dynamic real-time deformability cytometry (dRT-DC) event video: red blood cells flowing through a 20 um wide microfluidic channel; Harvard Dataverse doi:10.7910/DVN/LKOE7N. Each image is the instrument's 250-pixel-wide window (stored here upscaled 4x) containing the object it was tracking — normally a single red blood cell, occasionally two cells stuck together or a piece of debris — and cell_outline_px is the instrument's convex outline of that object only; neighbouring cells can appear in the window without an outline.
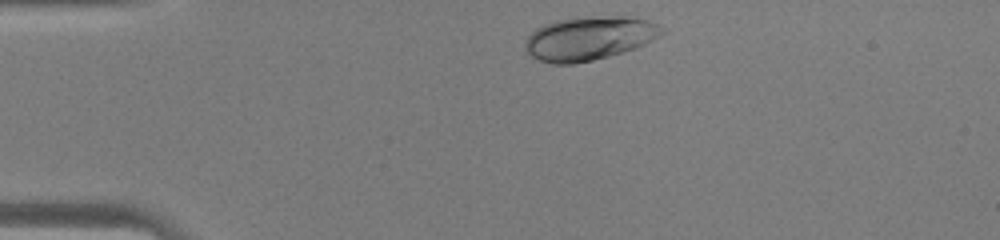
{"species": "human", "species_latin": "Homo sapiens", "temperature_condition": "warm", "stored_images_in_passage": 29, "camera_frame_rate_fps": 3000, "um_per_image_px": 0.085, "donor": {"sex": "male"}, "frame": {"image": 1, "passage_image": 1, "time_ms": 0.0, "image_size_px": [1000, 240], "cell_outline_px": [[668, 32], [636, 48], [608, 56], [592, 60], [572, 64], [552, 64], [540, 60], [532, 56], [524, 48], [524, 40], [536, 28], [544, 24], [556, 20], [624, 12], [648, 20], [668, 28]], "centroid_in_image_um": [50.18, 3.2], "position_along_channel_um": 34.8, "area_um2": 35.95}}
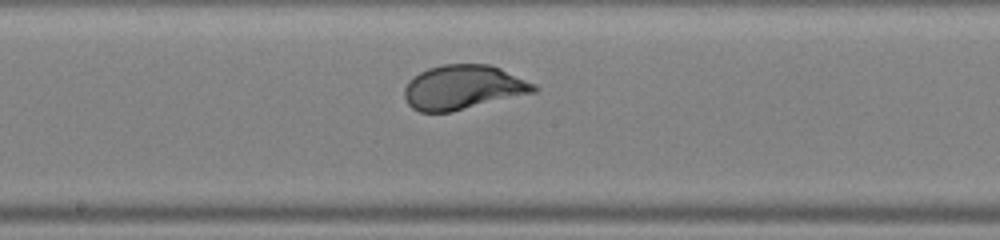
{"frame": {"image": 2, "passage_image": 16, "time_ms": 5.0, "image_size_px": [1000, 240], "cell_outline_px": [[540, 88], [536, 92], [452, 112], [420, 112], [412, 108], [408, 104], [404, 96], [404, 88], [408, 80], [412, 76], [428, 68], [444, 64], [488, 64], [500, 68], [536, 84]], "centroid_in_image_um": [39.36, 7.42], "position_along_channel_um": 208.8, "area_um2": 33.76}}
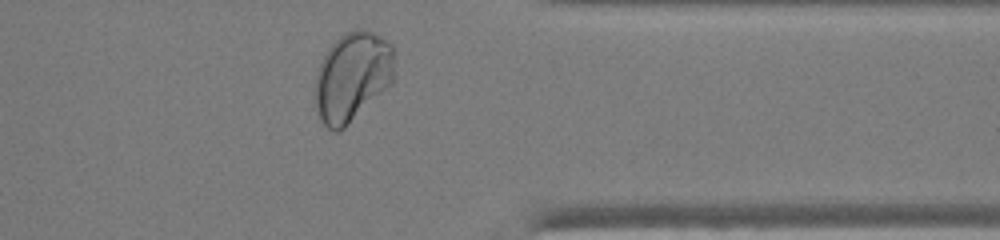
{"frame": {"image": 3, "passage_image": 28, "time_ms": 9.0, "image_size_px": [1000, 240], "cell_outline_px": [[396, 80], [392, 84], [344, 128], [336, 132], [332, 132], [320, 120], [316, 108], [316, 68], [328, 48], [340, 36], [356, 28], [364, 28], [388, 40], [392, 44], [396, 76]], "centroid_in_image_um": [29.98, 6.51], "position_along_channel_um": 381.4, "area_um2": 41.85}}